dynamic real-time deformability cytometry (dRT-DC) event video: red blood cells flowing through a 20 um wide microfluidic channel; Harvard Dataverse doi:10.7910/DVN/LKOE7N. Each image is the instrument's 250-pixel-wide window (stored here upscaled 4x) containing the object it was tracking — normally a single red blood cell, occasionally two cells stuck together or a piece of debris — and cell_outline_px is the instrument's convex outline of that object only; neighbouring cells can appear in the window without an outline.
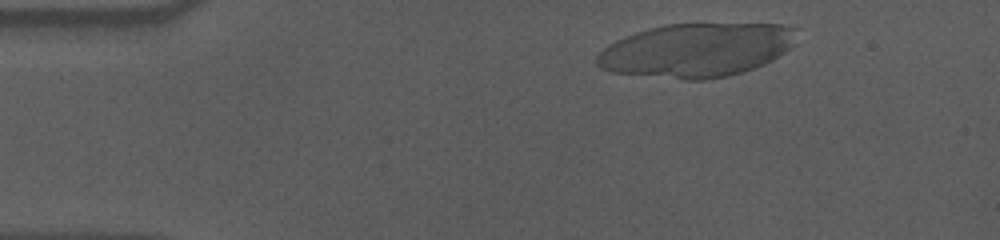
{"species": "human", "species_latin": "Homo sapiens", "temperature_condition": "cold", "stored_images_in_passage": 37, "camera_frame_rate_fps": 3000, "um_per_image_px": 0.085, "donor": {"sex": "male"}, "frame": {"image": 1, "passage_image": 3, "time_ms": 0.667, "image_size_px": [1000, 240], "cell_outline_px": [[796, 44], [772, 60], [764, 64], [728, 76], [704, 80], [684, 80], [612, 72], [600, 68], [596, 64], [596, 56], [608, 44], [616, 40], [636, 32], [648, 28], [664, 24], [784, 24], [792, 28]], "centroid_in_image_um": [59.17, 4.26], "position_along_channel_um": 25.8, "area_um2": 62.48}}
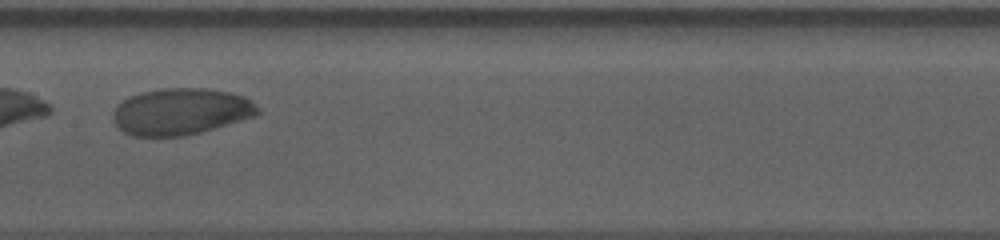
{"frame": {"image": 2, "passage_image": 24, "time_ms": 7.667, "image_size_px": [1000, 240], "cell_outline_px": [[260, 112], [256, 116], [200, 132], [184, 136], [132, 136], [124, 132], [112, 120], [112, 112], [116, 104], [120, 100], [128, 96], [140, 92], [164, 88], [208, 88], [228, 92], [244, 96], [256, 104], [260, 108]], "centroid_in_image_um": [15.34, 9.47], "position_along_channel_um": 192.1, "area_um2": 39.65}}
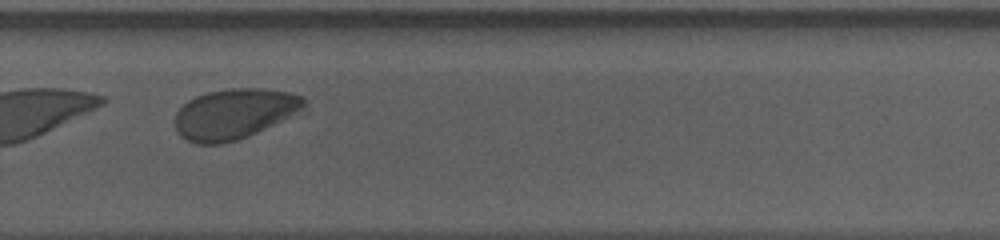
{"frame": {"image": 3, "passage_image": 34, "time_ms": 11.0, "image_size_px": [1000, 240], "cell_outline_px": [[308, 112], [248, 136], [224, 144], [196, 144], [180, 136], [176, 128], [176, 112], [188, 100], [196, 96], [208, 92], [228, 88], [260, 88], [288, 92], [304, 96], [308, 104]], "centroid_in_image_um": [20.05, 9.68], "position_along_channel_um": 309.7, "area_um2": 38.84}}